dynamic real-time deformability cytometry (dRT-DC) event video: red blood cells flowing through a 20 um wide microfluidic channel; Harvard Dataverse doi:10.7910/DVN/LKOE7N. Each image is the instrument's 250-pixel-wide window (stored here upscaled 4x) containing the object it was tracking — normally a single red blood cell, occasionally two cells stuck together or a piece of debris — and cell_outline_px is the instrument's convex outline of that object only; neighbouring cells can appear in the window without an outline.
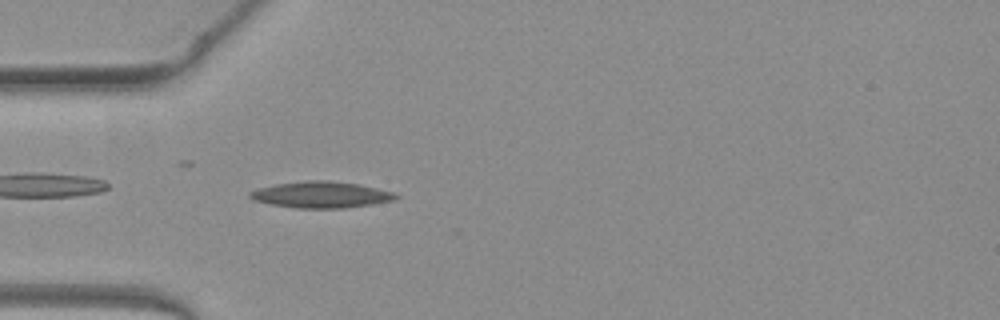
{"species": "common noctule bat (a hibernating species)", "species_latin": "Nyctalus noctula", "temperature_condition": "warm", "stored_images_in_passage": 38, "camera_frame_rate_fps": 3000, "um_per_image_px": 0.085, "animal": {"sex": "female", "body_mass_g": 19.3, "forearm_length_mm": 54.1}, "frame": {"image": 1, "passage_image": 2, "time_ms": 0.333, "image_size_px": [1000, 320], "cell_outline_px": [[400, 196], [392, 200], [344, 208], [296, 208], [272, 204], [252, 200], [248, 196], [248, 192], [260, 188], [276, 184], [308, 180], [320, 180], [360, 184], [392, 192]], "centroid_in_image_um": [27.24, 16.55], "position_along_channel_um": 57.8, "area_um2": 22.02}}
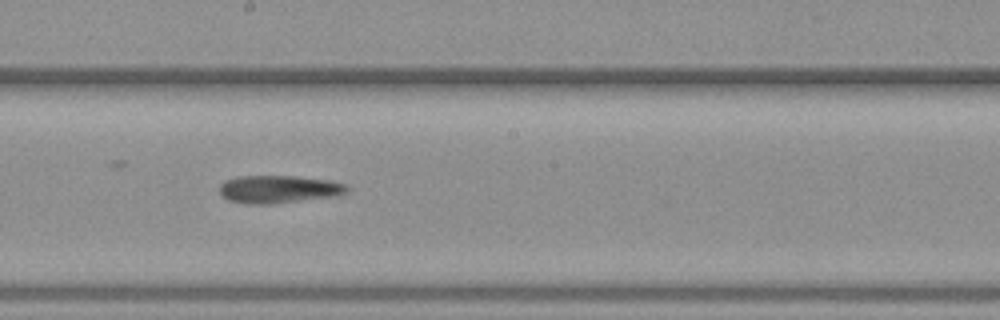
{"frame": {"image": 2, "passage_image": 15, "time_ms": 4.667, "image_size_px": [1000, 320], "cell_outline_px": [[348, 192], [336, 196], [272, 204], [248, 204], [228, 200], [220, 192], [220, 184], [224, 180], [236, 176], [292, 176], [328, 180], [348, 184]], "centroid_in_image_um": [23.69, 16.08], "position_along_channel_um": 224.5, "area_um2": 20.69}}
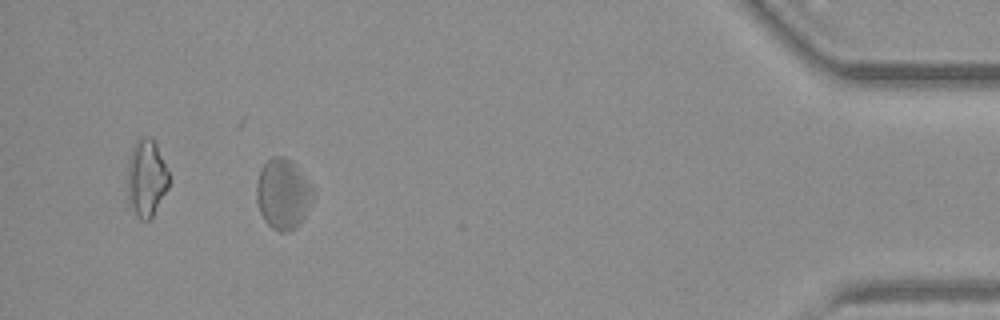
{"frame": {"image": 3, "passage_image": 34, "time_ms": 11.0, "image_size_px": [1000, 320], "cell_outline_px": [[312, 200], [300, 224], [296, 228], [288, 232], [280, 232], [272, 228], [264, 220], [260, 212], [256, 200], [256, 184], [260, 172], [264, 164], [272, 156], [284, 156], [292, 164], [312, 188]], "centroid_in_image_um": [24.01, 16.54], "position_along_channel_um": 411.2, "area_um2": 22.6}, "authors_computed_cell_mechanics": {"area_um2": 21.0392, "velocity_mm_per_s": 3.9385, "shape_relaxation_time_tau1_ms": 5.0952, "shape_relaxation_time_tau2_ms": 6.4734, "deformation_change_tau1": 0.1088, "deformation_change_tau2": 0.1496}}